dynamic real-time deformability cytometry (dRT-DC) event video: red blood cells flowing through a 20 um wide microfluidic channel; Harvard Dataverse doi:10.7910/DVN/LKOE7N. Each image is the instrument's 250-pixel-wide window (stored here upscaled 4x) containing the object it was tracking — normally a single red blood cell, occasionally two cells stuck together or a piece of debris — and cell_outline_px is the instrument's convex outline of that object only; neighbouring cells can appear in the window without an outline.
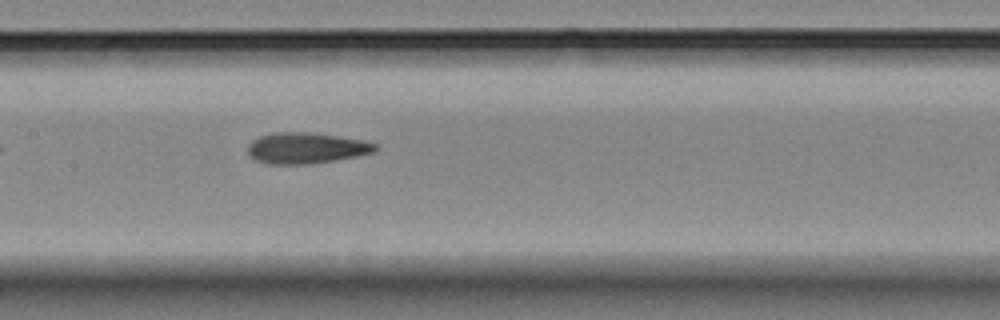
{"species": "Egyptian fruit bat (a non-hibernating species)", "species_latin": "Rousettus aegyptiacus", "temperature_condition": "room temperature", "stored_images_in_passage": 6, "camera_frame_rate_fps": 3000, "um_per_image_px": 0.085, "animal": {"sex": "female"}, "frame": {"image": 1, "passage_image": 6, "time_ms": 7.667, "image_size_px": [1000, 320], "cell_outline_px": [[376, 148], [372, 152], [356, 156], [308, 164], [268, 164], [256, 160], [248, 156], [248, 144], [252, 140], [260, 136], [272, 132], [308, 132], [336, 136], [360, 140], [376, 144]], "centroid_in_image_um": [25.93, 12.58], "position_along_channel_um": 181.5, "area_um2": 22.72}}